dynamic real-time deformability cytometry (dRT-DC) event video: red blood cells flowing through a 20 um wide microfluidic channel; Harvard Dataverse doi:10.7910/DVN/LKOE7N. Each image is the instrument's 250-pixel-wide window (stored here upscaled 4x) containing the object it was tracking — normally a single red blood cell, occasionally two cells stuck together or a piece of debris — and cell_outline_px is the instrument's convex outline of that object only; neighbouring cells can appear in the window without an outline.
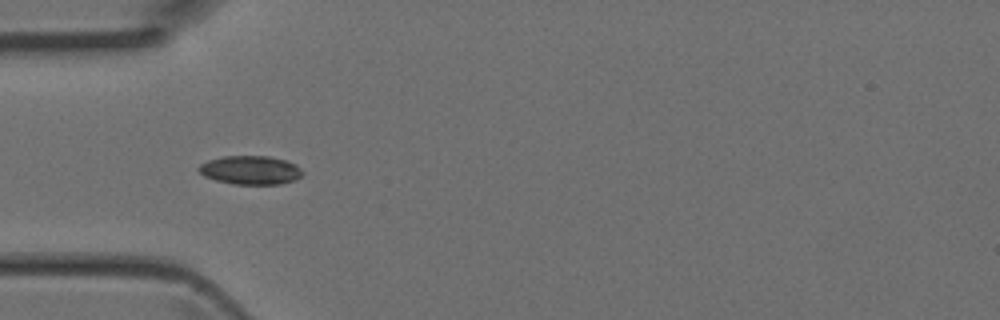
{"species": "Egyptian fruit bat (a non-hibernating species)", "species_latin": "Rousettus aegyptiacus", "temperature_condition": "room temperature", "stored_images_in_passage": 5, "camera_frame_rate_fps": 3000, "um_per_image_px": 0.085, "animal": {"sex": "female"}, "frame": {"image": 1, "passage_image": 4, "time_ms": 1.0, "image_size_px": [1000, 320], "cell_outline_px": [[304, 172], [300, 176], [292, 180], [280, 184], [232, 184], [216, 180], [204, 176], [196, 168], [200, 164], [208, 160], [224, 156], [268, 156], [284, 160], [296, 164]], "centroid_in_image_um": [21.26, 14.45], "position_along_channel_um": 63.7, "area_um2": 17.28}}
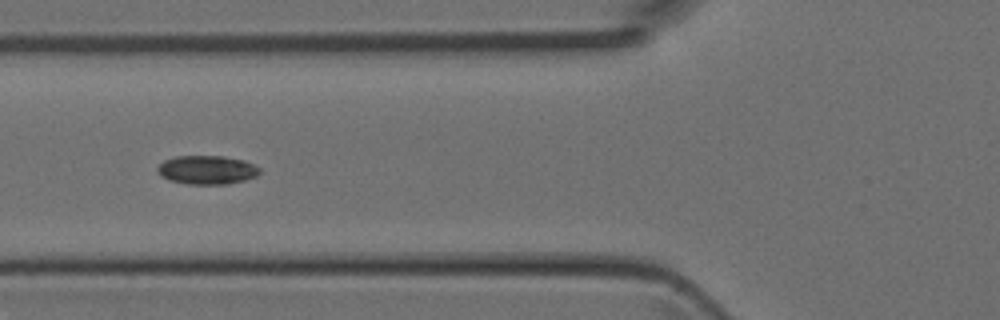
{"frame": {"image": 2, "passage_image": 5, "time_ms": 1.333, "image_size_px": [1000, 320], "cell_outline_px": [[260, 172], [256, 176], [244, 180], [228, 184], [188, 184], [168, 180], [160, 176], [156, 168], [164, 160], [176, 156], [224, 156], [244, 160], [260, 168]], "centroid_in_image_um": [17.57, 14.44], "position_along_channel_um": 108.2, "area_um2": 17.17}}